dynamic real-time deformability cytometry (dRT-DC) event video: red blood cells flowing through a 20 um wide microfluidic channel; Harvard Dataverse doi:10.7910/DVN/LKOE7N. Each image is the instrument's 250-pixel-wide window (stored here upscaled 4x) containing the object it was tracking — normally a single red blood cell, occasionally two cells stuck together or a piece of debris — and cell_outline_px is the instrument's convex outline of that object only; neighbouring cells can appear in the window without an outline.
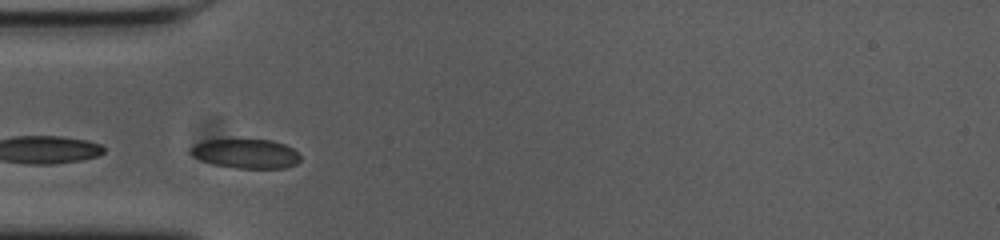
{"species": "common noctule bat (a hibernating species)", "species_latin": "Nyctalus noctula", "temperature_condition": "cold", "stored_images_in_passage": 14, "camera_frame_rate_fps": 3000, "um_per_image_px": 0.085, "animal": {"sex": "female", "body_mass_g": 23.0, "forearm_length_mm": 53.4}, "frame": {"image": 1, "passage_image": 7, "time_ms": 2.0, "image_size_px": [1000, 240], "cell_outline_px": [[300, 160], [296, 164], [284, 168], [236, 168], [212, 164], [200, 160], [192, 156], [188, 152], [196, 144], [208, 140], [272, 140], [284, 144], [292, 148], [300, 156]], "centroid_in_image_um": [20.9, 13.07], "position_along_channel_um": 64.1, "area_um2": 18.61}}